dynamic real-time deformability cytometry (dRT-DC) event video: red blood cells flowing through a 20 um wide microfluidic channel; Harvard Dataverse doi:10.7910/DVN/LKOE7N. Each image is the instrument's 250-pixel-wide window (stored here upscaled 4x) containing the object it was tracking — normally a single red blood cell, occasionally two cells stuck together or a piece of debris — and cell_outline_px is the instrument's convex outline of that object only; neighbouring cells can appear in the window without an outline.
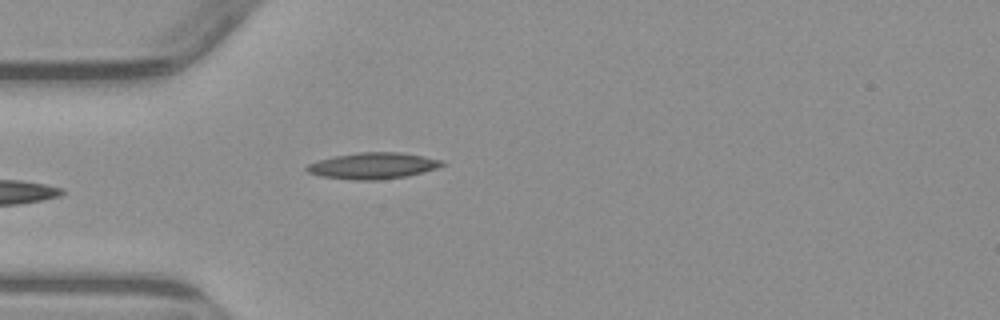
{"species": "common noctule bat (a hibernating species)", "species_latin": "Nyctalus noctula", "temperature_condition": "warm", "stored_images_in_passage": 5, "camera_frame_rate_fps": 3000, "um_per_image_px": 0.085, "animal": {"sex": "male", "body_mass_g": 23.1, "forearm_length_mm": 52.7}, "frame": {"image": 1, "passage_image": 5, "time_ms": 5.667, "image_size_px": [1000, 320], "cell_outline_px": [[448, 164], [440, 168], [408, 176], [376, 180], [356, 180], [320, 176], [308, 172], [304, 168], [308, 164], [320, 160], [336, 156], [360, 152], [400, 152], [424, 156], [444, 160]], "centroid_in_image_um": [31.79, 14.09], "position_along_channel_um": 53.2, "area_um2": 20.87}}